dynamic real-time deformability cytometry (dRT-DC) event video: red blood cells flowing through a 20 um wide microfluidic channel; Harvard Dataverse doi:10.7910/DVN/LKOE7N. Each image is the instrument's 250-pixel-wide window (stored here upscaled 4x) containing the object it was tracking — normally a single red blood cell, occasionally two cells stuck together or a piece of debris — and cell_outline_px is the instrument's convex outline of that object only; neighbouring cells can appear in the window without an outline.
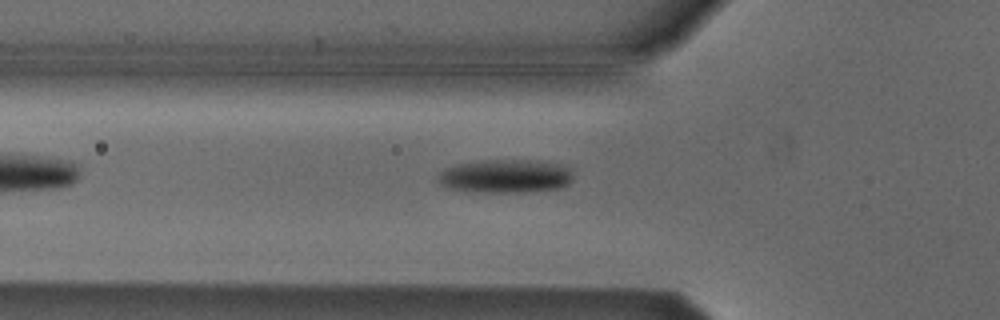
{"species": "Egyptian fruit bat (a non-hibernating species)", "species_latin": "Rousettus aegyptiacus", "temperature_condition": "cold", "stored_images_in_passage": 2, "camera_frame_rate_fps": 3000, "um_per_image_px": 0.085, "animal": {"sex": "male"}, "frame": {"image": 1, "passage_image": 2, "time_ms": 0.333, "image_size_px": [1000, 320], "cell_outline_px": [[572, 180], [568, 184], [560, 188], [524, 192], [484, 192], [448, 188], [440, 184], [440, 172], [448, 168], [460, 164], [488, 160], [536, 160], [560, 164], [568, 168], [572, 176]], "centroid_in_image_um": [43.03, 14.97], "position_along_channel_um": 82.8, "area_um2": 25.95}}